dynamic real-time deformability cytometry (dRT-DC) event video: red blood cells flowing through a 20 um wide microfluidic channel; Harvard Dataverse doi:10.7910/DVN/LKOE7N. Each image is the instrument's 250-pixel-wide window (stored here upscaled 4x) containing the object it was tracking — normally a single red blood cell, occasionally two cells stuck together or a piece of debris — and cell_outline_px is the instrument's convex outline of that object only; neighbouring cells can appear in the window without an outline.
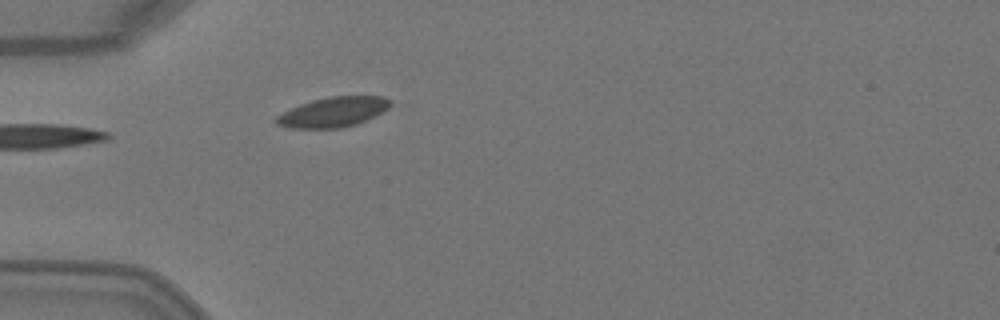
{"species": "Egyptian fruit bat (a non-hibernating species)", "species_latin": "Rousettus aegyptiacus", "temperature_condition": "warm", "stored_images_in_passage": 4, "camera_frame_rate_fps": 3000, "um_per_image_px": 0.085, "animal": {"sex": "female"}, "frame": {"image": 1, "passage_image": 4, "time_ms": 1.0, "image_size_px": [1000, 320], "cell_outline_px": [[392, 104], [388, 108], [356, 124], [340, 128], [292, 128], [276, 124], [272, 120], [276, 116], [300, 104], [312, 100], [328, 96], [384, 96], [392, 100]], "centroid_in_image_um": [28.3, 9.51], "position_along_channel_um": 56.7, "area_um2": 19.77}}